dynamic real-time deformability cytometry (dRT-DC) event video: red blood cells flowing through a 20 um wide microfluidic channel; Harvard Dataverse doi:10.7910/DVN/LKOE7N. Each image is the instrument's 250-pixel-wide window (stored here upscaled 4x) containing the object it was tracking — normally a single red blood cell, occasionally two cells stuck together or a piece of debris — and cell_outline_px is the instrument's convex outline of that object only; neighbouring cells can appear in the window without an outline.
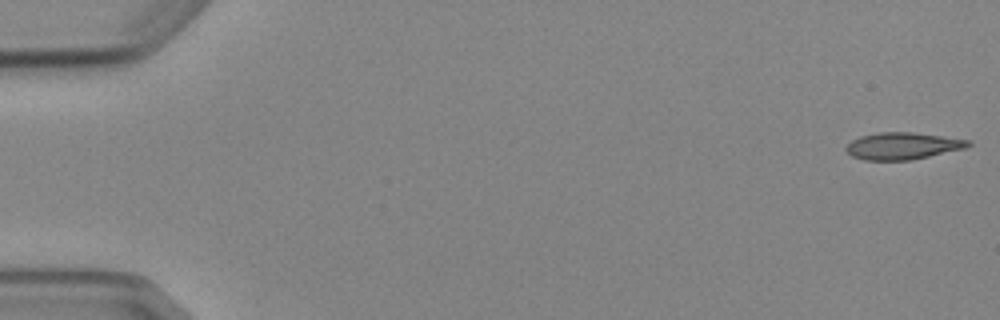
{"species": "Egyptian fruit bat (a non-hibernating species)", "species_latin": "Rousettus aegyptiacus", "temperature_condition": "cold", "stored_images_in_passage": 5, "camera_frame_rate_fps": 3000, "um_per_image_px": 0.085, "animal": {"sex": "female"}, "frame": {"image": 1, "passage_image": 1, "time_ms": 0.0, "image_size_px": [1000, 320], "cell_outline_px": [[972, 144], [964, 148], [912, 160], [864, 160], [852, 156], [844, 148], [852, 140], [860, 136], [880, 132], [912, 132], [972, 140]], "centroid_in_image_um": [76.72, 12.4], "position_along_channel_um": 8.3, "area_um2": 19.13}}
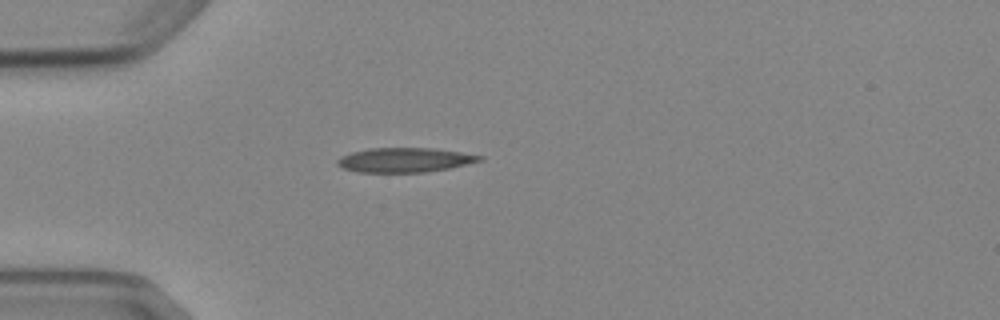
{"frame": {"image": 2, "passage_image": 5, "time_ms": 4.667, "image_size_px": [1000, 320], "cell_outline_px": [[484, 160], [448, 168], [424, 172], [356, 172], [344, 168], [336, 164], [336, 160], [340, 156], [352, 152], [368, 148], [432, 148], [460, 152], [484, 156]], "centroid_in_image_um": [34.37, 13.59], "position_along_channel_um": 50.6, "area_um2": 20.23}}